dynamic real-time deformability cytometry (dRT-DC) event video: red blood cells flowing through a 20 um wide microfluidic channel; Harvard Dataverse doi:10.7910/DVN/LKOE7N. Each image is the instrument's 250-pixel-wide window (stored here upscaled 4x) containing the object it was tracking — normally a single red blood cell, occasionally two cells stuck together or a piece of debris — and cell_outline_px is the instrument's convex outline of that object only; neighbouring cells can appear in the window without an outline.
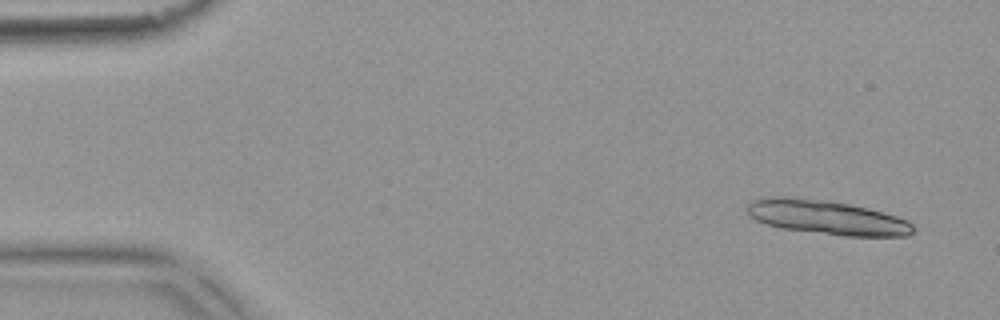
{"species": "common noctule bat (a hibernating species)", "species_latin": "Nyctalus noctula", "temperature_condition": "warm", "stored_images_in_passage": 4, "segment_of_instrument_passage": [2, 2], "camera_frame_rate_fps": 3000, "um_per_image_px": 0.085, "animal": {"sex": "female", "body_mass_g": 18.4}, "frame": {"image": 1, "passage_image": 4, "time_ms": 1.0, "image_size_px": [1000, 320], "cell_outline_px": [[916, 228], [908, 236], [844, 236], [780, 228], [764, 224], [748, 216], [748, 204], [752, 200], [764, 196], [784, 196], [848, 204], [868, 208], [896, 216], [908, 220]], "centroid_in_image_um": [70.26, 18.49], "position_along_channel_um": 14.7, "area_um2": 33.06}}